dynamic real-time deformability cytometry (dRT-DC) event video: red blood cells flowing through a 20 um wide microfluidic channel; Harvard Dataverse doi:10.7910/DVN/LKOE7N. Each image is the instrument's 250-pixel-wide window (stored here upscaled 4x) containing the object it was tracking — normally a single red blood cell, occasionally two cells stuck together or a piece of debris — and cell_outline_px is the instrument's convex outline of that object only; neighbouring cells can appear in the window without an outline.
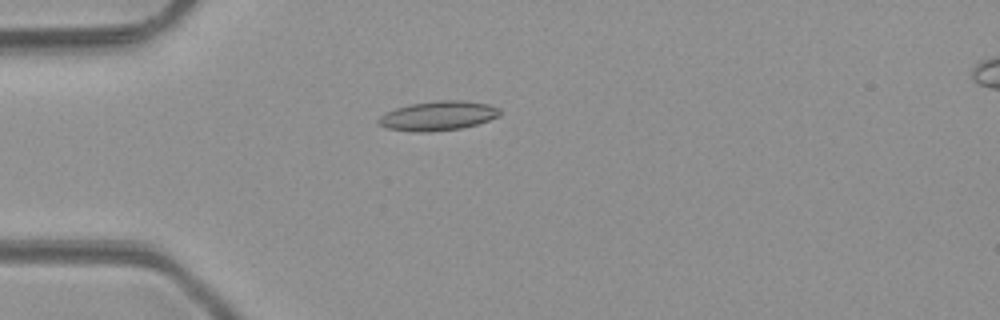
{"species": "common noctule bat (a hibernating species)", "species_latin": "Nyctalus noctula", "temperature_condition": "room temperature", "stored_images_in_passage": 4, "camera_frame_rate_fps": 3000, "um_per_image_px": 0.085, "animal": {"sex": "male", "body_mass_g": 23.1, "forearm_length_mm": 52.7}, "frame": {"image": 1, "passage_image": 4, "time_ms": 3.333, "image_size_px": [1000, 320], "cell_outline_px": [[500, 116], [476, 124], [460, 128], [428, 132], [416, 132], [388, 128], [380, 124], [376, 120], [384, 112], [396, 108], [412, 104], [440, 100], [460, 100], [488, 104], [500, 108]], "centroid_in_image_um": [37.23, 9.84], "position_along_channel_um": 47.8, "area_um2": 20.58}}